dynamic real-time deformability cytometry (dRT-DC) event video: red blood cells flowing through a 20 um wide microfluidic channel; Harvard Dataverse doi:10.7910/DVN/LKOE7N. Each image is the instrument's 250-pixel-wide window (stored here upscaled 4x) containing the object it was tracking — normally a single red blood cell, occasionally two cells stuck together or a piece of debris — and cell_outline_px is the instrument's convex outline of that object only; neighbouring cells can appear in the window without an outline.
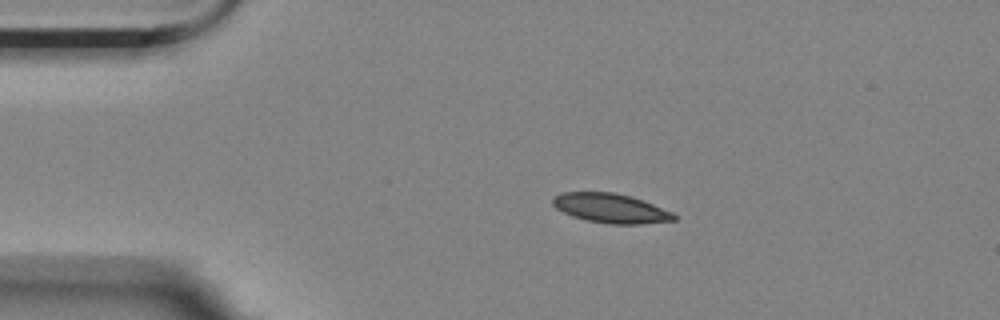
{"species": "Egyptian fruit bat (a non-hibernating species)", "species_latin": "Rousettus aegyptiacus", "temperature_condition": "room temperature", "stored_images_in_passage": 5, "camera_frame_rate_fps": 3000, "um_per_image_px": 0.085, "animal": {"sex": "female"}, "frame": {"image": 1, "passage_image": 3, "time_ms": 0.667, "image_size_px": [1000, 320], "cell_outline_px": [[676, 220], [640, 224], [608, 224], [588, 220], [572, 216], [556, 208], [552, 204], [552, 200], [560, 192], [616, 192], [632, 196], [672, 212], [676, 216]], "centroid_in_image_um": [51.91, 17.69], "position_along_channel_um": 33.1, "area_um2": 20.69}}
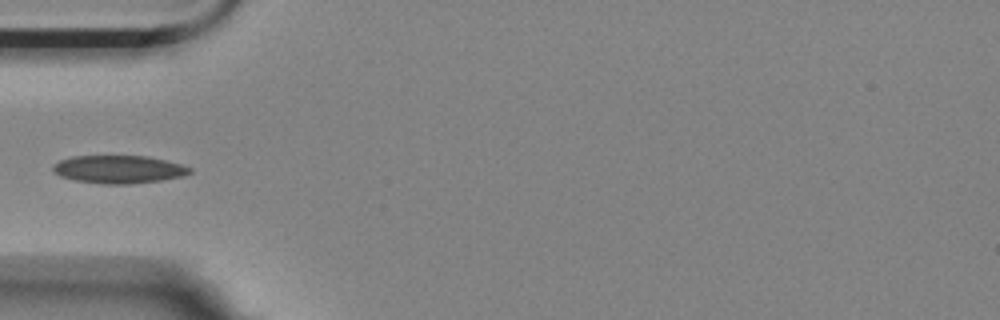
{"frame": {"image": 2, "passage_image": 5, "time_ms": 1.333, "image_size_px": [1000, 320], "cell_outline_px": [[192, 172], [184, 176], [160, 180], [132, 184], [104, 184], [76, 180], [60, 176], [52, 168], [52, 164], [60, 160], [72, 156], [148, 156], [180, 164], [192, 168]], "centroid_in_image_um": [10.1, 14.39], "position_along_channel_um": 74.9, "area_um2": 22.2}}